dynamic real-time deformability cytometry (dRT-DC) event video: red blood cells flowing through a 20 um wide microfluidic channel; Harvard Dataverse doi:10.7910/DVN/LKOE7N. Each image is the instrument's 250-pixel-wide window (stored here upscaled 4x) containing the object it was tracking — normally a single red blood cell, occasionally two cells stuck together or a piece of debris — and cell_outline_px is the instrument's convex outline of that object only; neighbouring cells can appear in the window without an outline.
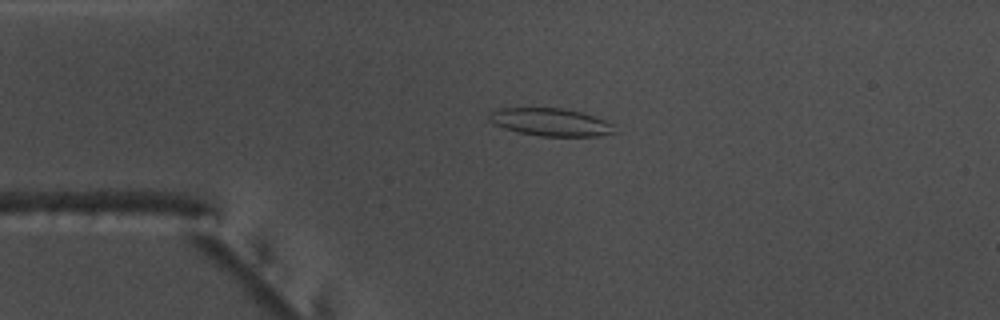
{"species": "common noctule bat (a hibernating species)", "species_latin": "Nyctalus noctula", "temperature_condition": "warm", "stored_images_in_passage": 54, "camera_frame_rate_fps": 3000, "um_per_image_px": 0.085, "animal": {"sex": "male", "body_mass_g": 17.5, "forearm_length_mm": 52.3}, "frame": {"image": 1, "passage_image": 12, "time_ms": 3.667, "image_size_px": [1000, 320], "cell_outline_px": [[616, 132], [600, 136], [540, 136], [516, 132], [492, 124], [488, 120], [488, 112], [496, 108], [564, 108], [580, 112], [604, 120], [612, 124]], "centroid_in_image_um": [46.72, 10.38], "position_along_channel_um": 38.3, "area_um2": 20.4}}
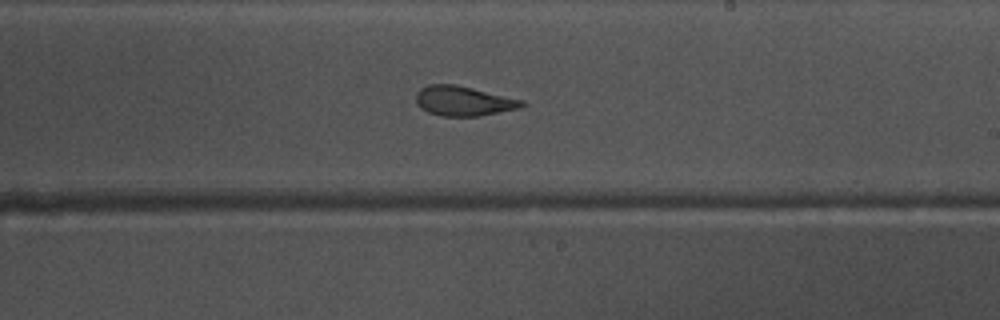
{"frame": {"image": 2, "passage_image": 31, "time_ms": 10.0, "image_size_px": [1000, 320], "cell_outline_px": [[528, 104], [520, 108], [480, 116], [440, 116], [428, 112], [420, 108], [416, 104], [416, 92], [420, 88], [428, 84], [456, 84], [524, 100]], "centroid_in_image_um": [39.39, 8.58], "position_along_channel_um": 249.6, "area_um2": 18.61}}
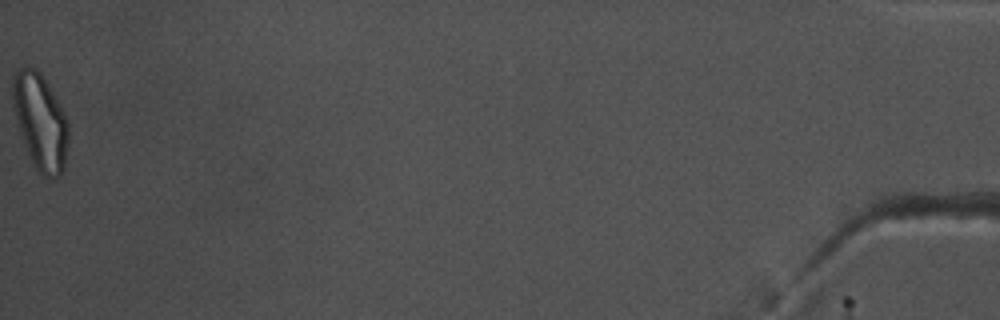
{"frame": {"image": 3, "passage_image": 54, "time_ms": 17.667, "image_size_px": [1000, 320], "cell_outline_px": [[68, 140], [64, 168], [60, 176], [44, 176], [36, 168], [28, 152], [20, 132], [16, 120], [12, 104], [12, 76], [24, 64], [36, 68], [40, 72], [48, 84], [64, 112], [68, 124]], "centroid_in_image_um": [3.41, 10.27], "position_along_channel_um": 431.8, "area_um2": 30.98}, "authors_computed_cell_mechanics": {"area_um2": 20.1144, "velocity_mm_per_s": 3.7707, "shape_relaxation_time_tau1_ms": 8.8793, "shape_relaxation_time_tau2_ms": 2.2329, "deformation_change_tau1": 0.244, "deformation_change_tau2": 0.0884}}